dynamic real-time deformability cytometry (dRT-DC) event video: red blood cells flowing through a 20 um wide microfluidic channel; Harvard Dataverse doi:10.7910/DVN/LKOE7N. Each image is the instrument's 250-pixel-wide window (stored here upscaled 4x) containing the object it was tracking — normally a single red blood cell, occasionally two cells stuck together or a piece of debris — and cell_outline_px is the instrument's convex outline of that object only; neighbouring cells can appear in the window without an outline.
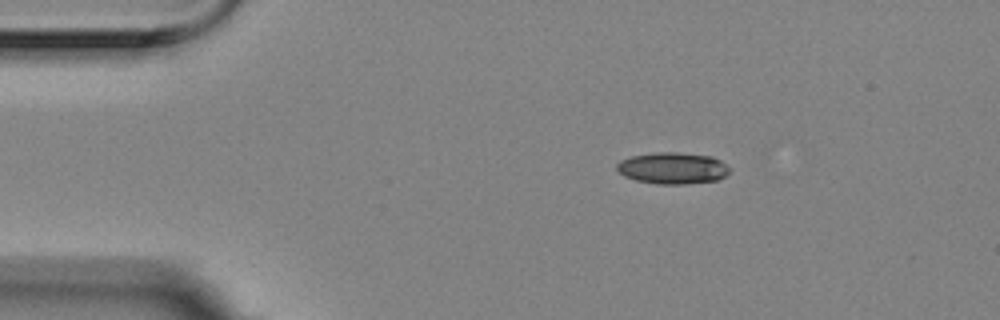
{"species": "Egyptian fruit bat (a non-hibernating species)", "species_latin": "Rousettus aegyptiacus", "temperature_condition": "room temperature", "stored_images_in_passage": 3, "camera_frame_rate_fps": 3000, "um_per_image_px": 0.085, "animal": {"sex": "female"}, "frame": {"image": 1, "passage_image": 1, "time_ms": 0.0, "image_size_px": [1000, 320], "cell_outline_px": [[732, 168], [724, 176], [716, 180], [684, 184], [656, 184], [636, 180], [624, 176], [616, 168], [616, 164], [620, 160], [632, 156], [656, 152], [676, 152], [712, 156], [720, 160]], "centroid_in_image_um": [57.18, 14.29], "position_along_channel_um": 27.8, "area_um2": 20.75}}
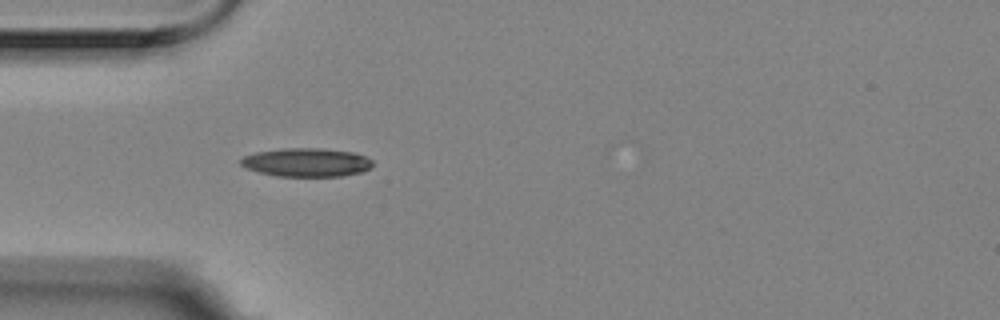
{"frame": {"image": 2, "passage_image": 3, "time_ms": 0.667, "image_size_px": [1000, 320], "cell_outline_px": [[372, 168], [364, 172], [344, 176], [276, 176], [244, 168], [240, 164], [240, 160], [244, 156], [256, 152], [284, 148], [320, 148], [352, 152], [364, 156], [372, 160]], "centroid_in_image_um": [26.06, 13.81], "position_along_channel_um": 58.9, "area_um2": 22.08}}